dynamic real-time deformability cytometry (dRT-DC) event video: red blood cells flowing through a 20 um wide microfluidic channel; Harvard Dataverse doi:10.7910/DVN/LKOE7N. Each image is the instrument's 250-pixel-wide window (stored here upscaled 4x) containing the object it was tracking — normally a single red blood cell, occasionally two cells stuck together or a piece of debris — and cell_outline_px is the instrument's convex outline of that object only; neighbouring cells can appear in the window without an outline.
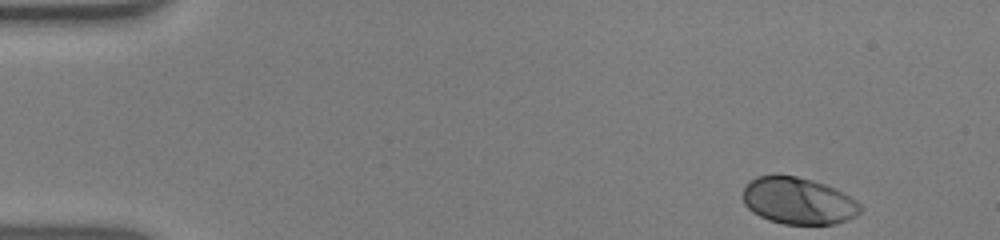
{"species": "human", "species_latin": "Homo sapiens", "temperature_condition": "warm", "stored_images_in_passage": 51, "camera_frame_rate_fps": 3000, "um_per_image_px": 0.085, "donor": {"sex": "male"}, "frame": {"image": 1, "passage_image": 1, "time_ms": 0.0, "image_size_px": [1000, 240], "cell_outline_px": [[860, 212], [856, 216], [848, 220], [836, 224], [784, 224], [768, 220], [752, 212], [744, 204], [744, 188], [756, 176], [772, 172], [796, 176], [812, 180], [836, 188], [844, 192], [856, 200], [860, 204]], "centroid_in_image_um": [67.85, 17.05], "position_along_channel_um": 17.2, "area_um2": 32.48}}
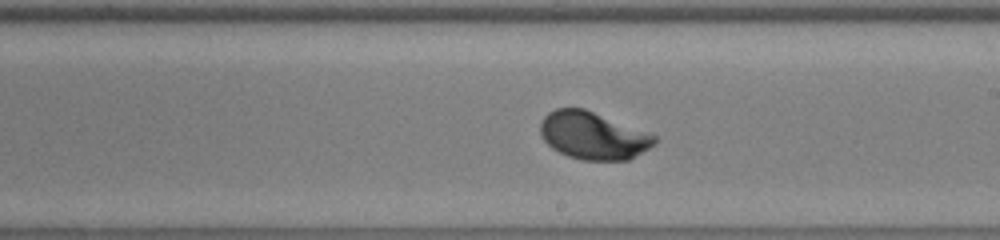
{"frame": {"image": 2, "passage_image": 28, "time_ms": 9.0, "image_size_px": [1000, 240], "cell_outline_px": [[656, 140], [648, 148], [628, 160], [584, 160], [568, 156], [552, 148], [540, 136], [540, 120], [548, 112], [556, 108], [584, 108], [656, 136]], "centroid_in_image_um": [50.34, 11.52], "position_along_channel_um": 238.7, "area_um2": 31.21}}
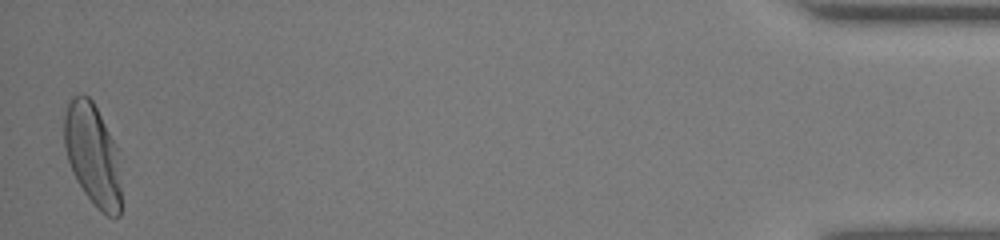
{"frame": {"image": 3, "passage_image": 50, "time_ms": 16.333, "image_size_px": [1000, 240], "cell_outline_px": [[120, 216], [108, 216], [100, 212], [84, 192], [76, 180], [72, 172], [68, 160], [64, 144], [64, 116], [68, 104], [72, 96], [80, 92], [88, 96], [92, 100], [120, 152]], "centroid_in_image_um": [7.88, 13.14], "position_along_channel_um": 427.3, "area_um2": 34.22}, "authors_computed_cell_mechanics": {"area_um2": 31.79, "velocity_mm_per_s": 3.7808, "shape_relaxation_time_tau1_ms": 2.0681, "shape_relaxation_time_tau2_ms": null, "deformation_change_tau1": 0.1434, "deformation_change_tau2": null}}